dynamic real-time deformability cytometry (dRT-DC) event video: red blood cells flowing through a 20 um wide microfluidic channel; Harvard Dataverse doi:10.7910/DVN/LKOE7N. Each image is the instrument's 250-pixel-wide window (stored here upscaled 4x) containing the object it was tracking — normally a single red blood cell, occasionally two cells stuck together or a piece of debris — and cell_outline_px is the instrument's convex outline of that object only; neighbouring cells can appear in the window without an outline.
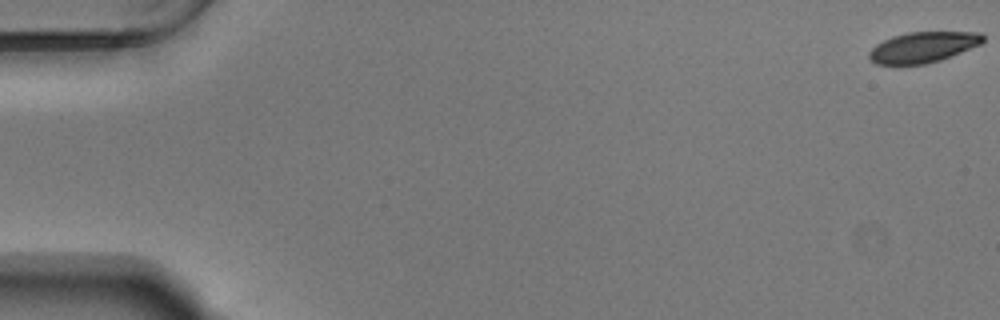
{"species": "Egyptian fruit bat (a non-hibernating species)", "species_latin": "Rousettus aegyptiacus", "temperature_condition": "warm", "stored_images_in_passage": 56, "camera_frame_rate_fps": 3000, "um_per_image_px": 0.085, "animal": {"sex": "male"}, "frame": {"image": 1, "passage_image": 1, "time_ms": 0.0, "image_size_px": [1000, 320], "cell_outline_px": [[984, 40], [980, 44], [940, 60], [924, 64], [876, 64], [868, 56], [868, 52], [876, 44], [892, 36], [908, 32], [980, 32], [984, 36]], "centroid_in_image_um": [78.44, 4.0], "position_along_channel_um": 6.6, "area_um2": 20.11}}
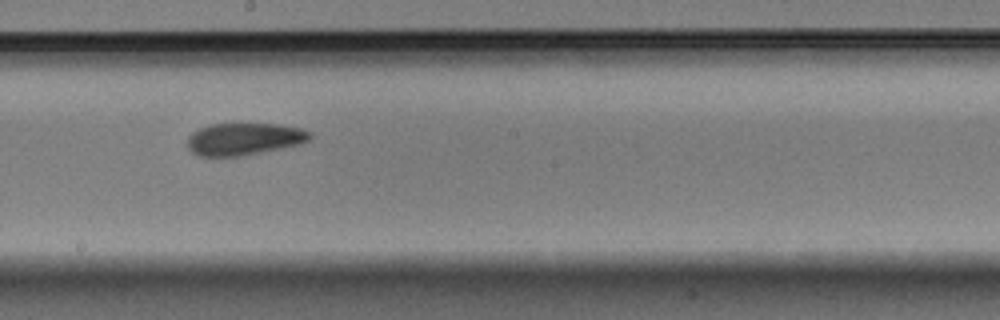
{"frame": {"image": 2, "passage_image": 32, "time_ms": 10.333, "image_size_px": [1000, 320], "cell_outline_px": [[312, 136], [308, 140], [300, 144], [260, 152], [236, 156], [196, 156], [188, 148], [188, 136], [192, 132], [208, 124], [280, 124], [300, 128], [312, 132]], "centroid_in_image_um": [20.73, 11.8], "position_along_channel_um": 227.5, "area_um2": 22.89}}
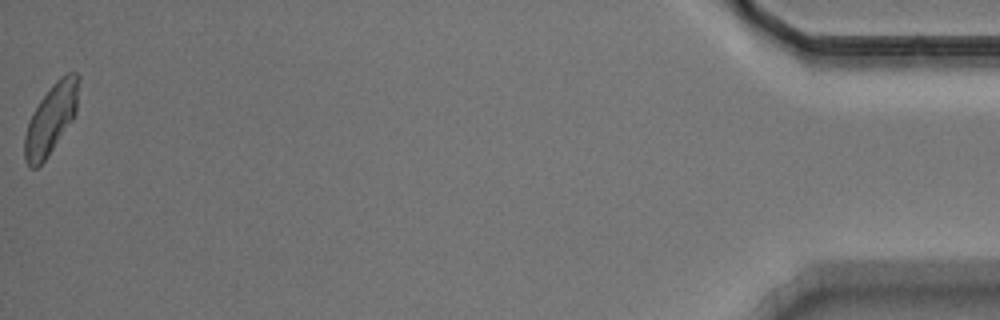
{"frame": {"image": 3, "passage_image": 56, "time_ms": 18.333, "image_size_px": [1000, 320], "cell_outline_px": [[80, 76], [76, 112], [72, 120], [48, 156], [36, 168], [32, 168], [24, 160], [24, 136], [28, 120], [32, 112], [40, 100], [52, 84], [60, 76], [68, 72], [76, 72]], "centroid_in_image_um": [4.33, 10.08], "position_along_channel_um": 430.9, "area_um2": 22.02}, "authors_computed_cell_mechanics": {"area_um2": 22.7443, "velocity_mm_per_s": 3.7133, "shape_relaxation_time_tau1_ms": 4.9643, "shape_relaxation_time_tau2_ms": 3.5649, "deformation_change_tau1": 0.1375, "deformation_change_tau2": 0.0982}}